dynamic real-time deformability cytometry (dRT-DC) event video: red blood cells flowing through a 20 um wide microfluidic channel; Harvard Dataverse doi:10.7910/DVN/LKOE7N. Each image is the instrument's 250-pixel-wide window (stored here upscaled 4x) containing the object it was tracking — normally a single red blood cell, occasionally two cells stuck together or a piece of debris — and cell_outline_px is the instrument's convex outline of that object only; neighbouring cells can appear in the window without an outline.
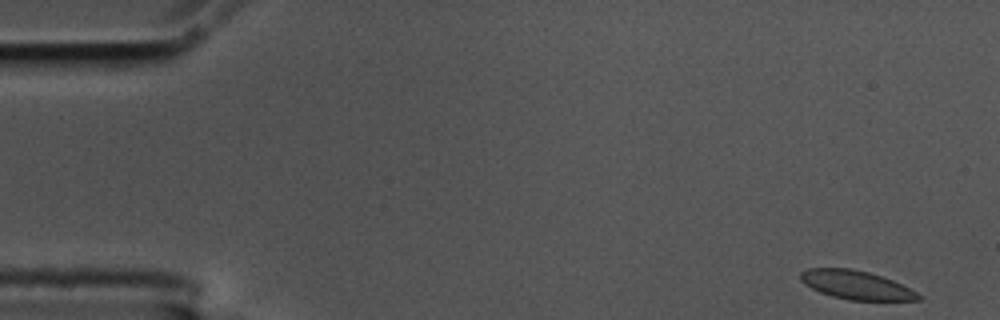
{"species": "common noctule bat (a hibernating species)", "species_latin": "Nyctalus noctula", "temperature_condition": "cold", "stored_images_in_passage": 55, "camera_frame_rate_fps": 3000, "um_per_image_px": 0.085, "animal": {"sex": "male", "body_mass_g": 17.5, "forearm_length_mm": 52.3}, "frame": {"image": 1, "passage_image": 1, "time_ms": 0.0, "image_size_px": [1000, 320], "cell_outline_px": [[920, 300], [848, 300], [832, 296], [820, 292], [804, 284], [800, 280], [800, 272], [808, 268], [852, 268], [868, 272], [892, 280], [916, 292], [920, 296]], "centroid_in_image_um": [72.71, 24.21], "position_along_channel_um": 12.3, "area_um2": 19.48}}
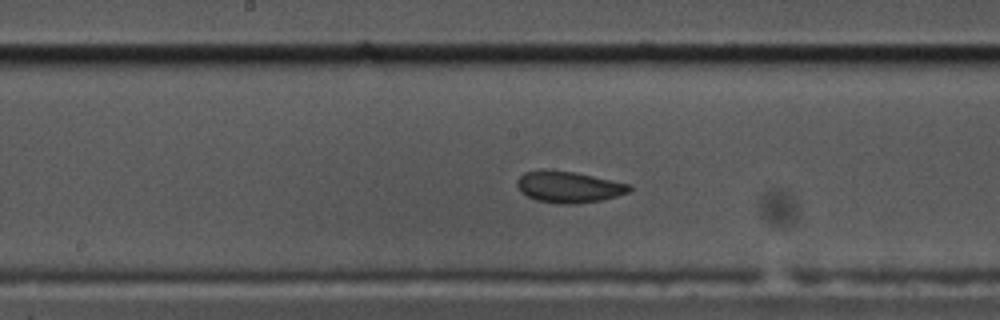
{"frame": {"image": 2, "passage_image": 27, "time_ms": 8.667, "image_size_px": [1000, 320], "cell_outline_px": [[632, 188], [628, 192], [616, 196], [600, 200], [576, 204], [560, 204], [536, 200], [520, 192], [516, 184], [516, 180], [524, 172], [544, 168], [552, 168], [632, 184]], "centroid_in_image_um": [48.29, 15.87], "position_along_channel_um": 199.9, "area_um2": 20.75}}
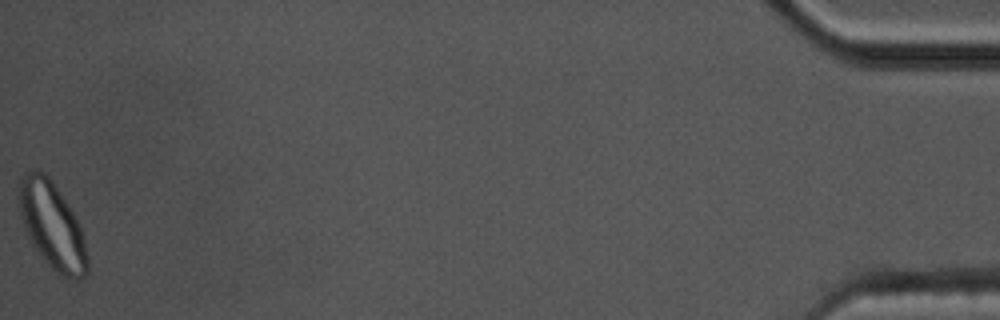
{"frame": {"image": 3, "passage_image": 55, "time_ms": 18.0, "image_size_px": [1000, 320], "cell_outline_px": [[88, 272], [84, 276], [76, 280], [60, 276], [44, 260], [32, 244], [24, 228], [16, 196], [20, 176], [24, 172], [36, 168], [44, 172], [48, 176], [68, 204], [84, 236], [88, 260]], "centroid_in_image_um": [4.39, 19.14], "position_along_channel_um": 430.8, "area_um2": 34.8}, "authors_computed_cell_mechanics": {"area_um2": 20.7502, "velocity_mm_per_s": 3.5316, "shape_relaxation_time_tau1_ms": 3.7308, "shape_relaxation_time_tau2_ms": 1.6922, "deformation_change_tau1": 0.0897, "deformation_change_tau2": 0.0456}}